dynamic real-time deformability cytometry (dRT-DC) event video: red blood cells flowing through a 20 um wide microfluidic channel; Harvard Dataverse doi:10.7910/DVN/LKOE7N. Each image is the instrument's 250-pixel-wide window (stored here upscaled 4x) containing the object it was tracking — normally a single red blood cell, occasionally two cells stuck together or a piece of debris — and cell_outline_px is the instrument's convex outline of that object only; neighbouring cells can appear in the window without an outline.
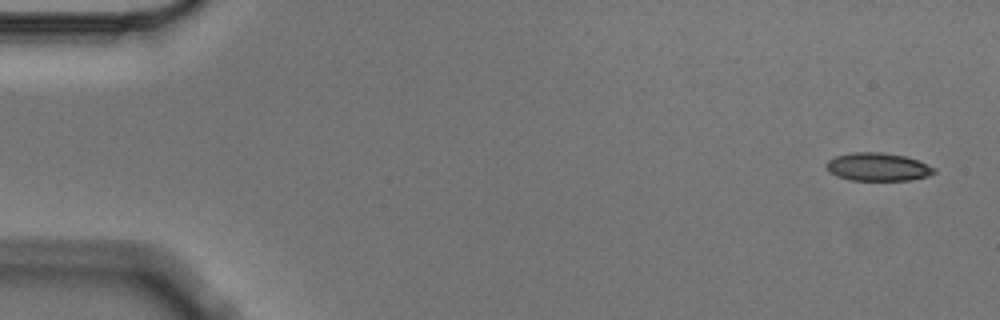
{"species": "Egyptian fruit bat (a non-hibernating species)", "species_latin": "Rousettus aegyptiacus", "temperature_condition": "cold", "stored_images_in_passage": 5, "camera_frame_rate_fps": 3000, "um_per_image_px": 0.085, "animal": {"sex": "male"}, "frame": {"image": 1, "passage_image": 1, "time_ms": 0.0, "image_size_px": [1000, 320], "cell_outline_px": [[936, 172], [928, 176], [908, 180], [848, 180], [836, 176], [824, 164], [828, 160], [836, 156], [852, 152], [880, 152], [904, 156], [916, 160], [936, 168]], "centroid_in_image_um": [74.6, 14.19], "position_along_channel_um": 10.4, "area_um2": 17.51}}
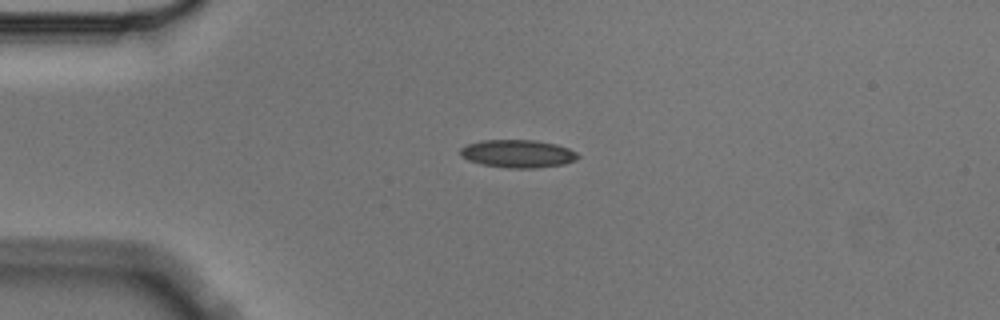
{"frame": {"image": 2, "passage_image": 4, "time_ms": 1.0, "image_size_px": [1000, 320], "cell_outline_px": [[580, 156], [576, 160], [564, 164], [536, 168], [508, 168], [480, 164], [468, 160], [460, 156], [460, 148], [468, 144], [480, 140], [536, 140], [556, 144], [568, 148], [576, 152]], "centroid_in_image_um": [44.0, 13.06], "position_along_channel_um": 41.0, "area_um2": 19.25}}